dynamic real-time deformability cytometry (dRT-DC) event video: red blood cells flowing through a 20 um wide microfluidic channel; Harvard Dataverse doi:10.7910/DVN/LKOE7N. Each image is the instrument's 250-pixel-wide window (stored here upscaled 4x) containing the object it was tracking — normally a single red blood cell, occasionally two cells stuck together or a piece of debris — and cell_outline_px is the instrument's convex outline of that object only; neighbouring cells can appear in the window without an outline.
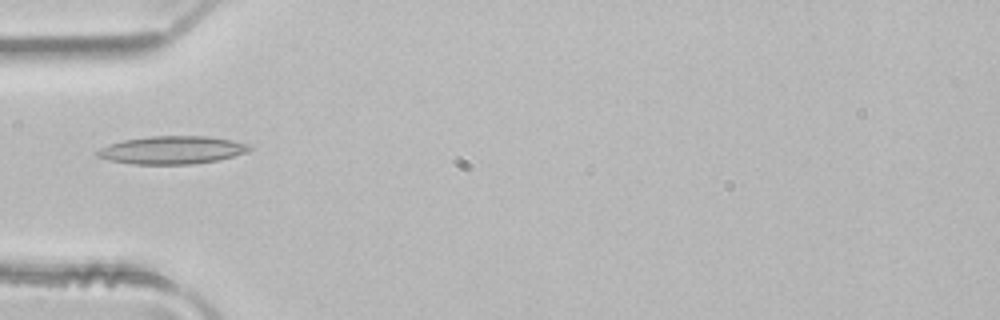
{"species": "common noctule bat (a hibernating species)", "species_latin": "Nyctalus noctula", "temperature_condition": "room temperature", "stored_images_in_passage": 1, "camera_frame_rate_fps": 3000, "um_per_image_px": 0.085, "animal": {"sex": "male", "body_mass_g": 21.5, "forearm_length_mm": 52.0}, "frame": {"image": 1, "passage_image": 1, "time_ms": 0.0, "image_size_px": [1000, 320], "cell_outline_px": [[252, 148], [248, 152], [220, 160], [192, 164], [132, 164], [108, 160], [96, 156], [96, 152], [100, 148], [108, 144], [124, 140], [148, 136], [208, 136], [232, 140], [252, 144]], "centroid_in_image_um": [14.66, 12.75], "position_along_channel_um": 70.3, "area_um2": 25.03}}